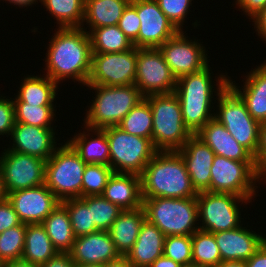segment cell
Returning a JSON list of instances; mask_svg holds the SVG:
<instances>
[{
  "mask_svg": "<svg viewBox=\"0 0 266 267\" xmlns=\"http://www.w3.org/2000/svg\"><path fill=\"white\" fill-rule=\"evenodd\" d=\"M55 32L46 53V76L57 84L71 78L86 86L92 61L87 27L58 28Z\"/></svg>",
  "mask_w": 266,
  "mask_h": 267,
  "instance_id": "6da1fadb",
  "label": "cell"
},
{
  "mask_svg": "<svg viewBox=\"0 0 266 267\" xmlns=\"http://www.w3.org/2000/svg\"><path fill=\"white\" fill-rule=\"evenodd\" d=\"M210 68V65H207L200 71L177 79L174 93L181 105L185 127L193 135H196L207 122L214 118L215 112L212 111L214 107L213 92L214 94L222 92L228 85V79L230 78L225 74H219L220 76L218 75V79H216V90L211 76L213 72H210Z\"/></svg>",
  "mask_w": 266,
  "mask_h": 267,
  "instance_id": "7a4b0ae2",
  "label": "cell"
},
{
  "mask_svg": "<svg viewBox=\"0 0 266 267\" xmlns=\"http://www.w3.org/2000/svg\"><path fill=\"white\" fill-rule=\"evenodd\" d=\"M142 198H190L198 192L177 151H157L140 174Z\"/></svg>",
  "mask_w": 266,
  "mask_h": 267,
  "instance_id": "3957f363",
  "label": "cell"
},
{
  "mask_svg": "<svg viewBox=\"0 0 266 267\" xmlns=\"http://www.w3.org/2000/svg\"><path fill=\"white\" fill-rule=\"evenodd\" d=\"M95 99L86 111L84 126L104 129L118 126L121 120L145 97L135 84L120 86L86 85Z\"/></svg>",
  "mask_w": 266,
  "mask_h": 267,
  "instance_id": "277c9868",
  "label": "cell"
},
{
  "mask_svg": "<svg viewBox=\"0 0 266 267\" xmlns=\"http://www.w3.org/2000/svg\"><path fill=\"white\" fill-rule=\"evenodd\" d=\"M142 207L146 220L156 225L165 236L192 235L199 230L196 197L143 198Z\"/></svg>",
  "mask_w": 266,
  "mask_h": 267,
  "instance_id": "5b68a950",
  "label": "cell"
},
{
  "mask_svg": "<svg viewBox=\"0 0 266 267\" xmlns=\"http://www.w3.org/2000/svg\"><path fill=\"white\" fill-rule=\"evenodd\" d=\"M152 110V143L157 151H178L193 135L182 117L181 105L175 93L145 97Z\"/></svg>",
  "mask_w": 266,
  "mask_h": 267,
  "instance_id": "8992f818",
  "label": "cell"
},
{
  "mask_svg": "<svg viewBox=\"0 0 266 267\" xmlns=\"http://www.w3.org/2000/svg\"><path fill=\"white\" fill-rule=\"evenodd\" d=\"M86 164L65 142L46 161L45 184L60 202L82 197Z\"/></svg>",
  "mask_w": 266,
  "mask_h": 267,
  "instance_id": "52a82bcc",
  "label": "cell"
},
{
  "mask_svg": "<svg viewBox=\"0 0 266 267\" xmlns=\"http://www.w3.org/2000/svg\"><path fill=\"white\" fill-rule=\"evenodd\" d=\"M217 109L214 118L225 126L230 135L253 156L259 142L260 123L248 112L245 102L227 85L215 94Z\"/></svg>",
  "mask_w": 266,
  "mask_h": 267,
  "instance_id": "ba28073f",
  "label": "cell"
},
{
  "mask_svg": "<svg viewBox=\"0 0 266 267\" xmlns=\"http://www.w3.org/2000/svg\"><path fill=\"white\" fill-rule=\"evenodd\" d=\"M110 147V167L114 173L140 175L157 150L148 138L128 134L118 126L103 129Z\"/></svg>",
  "mask_w": 266,
  "mask_h": 267,
  "instance_id": "9c48e42d",
  "label": "cell"
},
{
  "mask_svg": "<svg viewBox=\"0 0 266 267\" xmlns=\"http://www.w3.org/2000/svg\"><path fill=\"white\" fill-rule=\"evenodd\" d=\"M196 199L199 223L202 222L199 224V230L209 233L232 230L243 225L241 207L238 204H248L252 201L232 193L209 191L198 192Z\"/></svg>",
  "mask_w": 266,
  "mask_h": 267,
  "instance_id": "30bf717a",
  "label": "cell"
},
{
  "mask_svg": "<svg viewBox=\"0 0 266 267\" xmlns=\"http://www.w3.org/2000/svg\"><path fill=\"white\" fill-rule=\"evenodd\" d=\"M256 182L258 167L255 162H240L215 155L211 167L210 192L232 193L251 200L258 193Z\"/></svg>",
  "mask_w": 266,
  "mask_h": 267,
  "instance_id": "8fae6325",
  "label": "cell"
},
{
  "mask_svg": "<svg viewBox=\"0 0 266 267\" xmlns=\"http://www.w3.org/2000/svg\"><path fill=\"white\" fill-rule=\"evenodd\" d=\"M176 84L159 48H137L135 85L144 97L174 93Z\"/></svg>",
  "mask_w": 266,
  "mask_h": 267,
  "instance_id": "7c38bea8",
  "label": "cell"
},
{
  "mask_svg": "<svg viewBox=\"0 0 266 267\" xmlns=\"http://www.w3.org/2000/svg\"><path fill=\"white\" fill-rule=\"evenodd\" d=\"M137 47L113 53H92L86 85L120 86L135 84Z\"/></svg>",
  "mask_w": 266,
  "mask_h": 267,
  "instance_id": "4fadbf2b",
  "label": "cell"
},
{
  "mask_svg": "<svg viewBox=\"0 0 266 267\" xmlns=\"http://www.w3.org/2000/svg\"><path fill=\"white\" fill-rule=\"evenodd\" d=\"M0 157L7 194L45 183L46 160L4 149Z\"/></svg>",
  "mask_w": 266,
  "mask_h": 267,
  "instance_id": "5bb4252c",
  "label": "cell"
},
{
  "mask_svg": "<svg viewBox=\"0 0 266 267\" xmlns=\"http://www.w3.org/2000/svg\"><path fill=\"white\" fill-rule=\"evenodd\" d=\"M197 41L189 40L182 30L159 47L164 60L177 79L200 71L209 64L210 59L207 57L205 46Z\"/></svg>",
  "mask_w": 266,
  "mask_h": 267,
  "instance_id": "9a60e30c",
  "label": "cell"
},
{
  "mask_svg": "<svg viewBox=\"0 0 266 267\" xmlns=\"http://www.w3.org/2000/svg\"><path fill=\"white\" fill-rule=\"evenodd\" d=\"M137 15L140 18L137 48H159L179 32L161 11L156 0L137 1Z\"/></svg>",
  "mask_w": 266,
  "mask_h": 267,
  "instance_id": "2e32d148",
  "label": "cell"
},
{
  "mask_svg": "<svg viewBox=\"0 0 266 267\" xmlns=\"http://www.w3.org/2000/svg\"><path fill=\"white\" fill-rule=\"evenodd\" d=\"M8 201L22 223L36 224L43 220L61 203L46 184L8 193Z\"/></svg>",
  "mask_w": 266,
  "mask_h": 267,
  "instance_id": "e0dca14e",
  "label": "cell"
},
{
  "mask_svg": "<svg viewBox=\"0 0 266 267\" xmlns=\"http://www.w3.org/2000/svg\"><path fill=\"white\" fill-rule=\"evenodd\" d=\"M55 134L53 128H42L24 123H15L10 137L13 140V145H9L7 149L47 161L58 148L56 146L57 142H55L57 140Z\"/></svg>",
  "mask_w": 266,
  "mask_h": 267,
  "instance_id": "ac0fdd59",
  "label": "cell"
},
{
  "mask_svg": "<svg viewBox=\"0 0 266 267\" xmlns=\"http://www.w3.org/2000/svg\"><path fill=\"white\" fill-rule=\"evenodd\" d=\"M246 227L215 232L214 238L222 261H247L266 242V237Z\"/></svg>",
  "mask_w": 266,
  "mask_h": 267,
  "instance_id": "d6986e66",
  "label": "cell"
},
{
  "mask_svg": "<svg viewBox=\"0 0 266 267\" xmlns=\"http://www.w3.org/2000/svg\"><path fill=\"white\" fill-rule=\"evenodd\" d=\"M177 152L185 163L195 190L210 192L211 167L215 157L212 149L196 135H192Z\"/></svg>",
  "mask_w": 266,
  "mask_h": 267,
  "instance_id": "ffe728a7",
  "label": "cell"
},
{
  "mask_svg": "<svg viewBox=\"0 0 266 267\" xmlns=\"http://www.w3.org/2000/svg\"><path fill=\"white\" fill-rule=\"evenodd\" d=\"M69 253L74 264L104 265L121 256L109 232L100 230L76 237Z\"/></svg>",
  "mask_w": 266,
  "mask_h": 267,
  "instance_id": "44dd1931",
  "label": "cell"
},
{
  "mask_svg": "<svg viewBox=\"0 0 266 267\" xmlns=\"http://www.w3.org/2000/svg\"><path fill=\"white\" fill-rule=\"evenodd\" d=\"M196 136L208 145L215 155L240 162H255L254 156L215 118L207 122Z\"/></svg>",
  "mask_w": 266,
  "mask_h": 267,
  "instance_id": "7402d4cb",
  "label": "cell"
},
{
  "mask_svg": "<svg viewBox=\"0 0 266 267\" xmlns=\"http://www.w3.org/2000/svg\"><path fill=\"white\" fill-rule=\"evenodd\" d=\"M244 81V87L236 86L228 79V85L245 102L249 114L260 124L266 122V60L251 70ZM240 88V89H239ZM243 92H242V91Z\"/></svg>",
  "mask_w": 266,
  "mask_h": 267,
  "instance_id": "603a6c76",
  "label": "cell"
},
{
  "mask_svg": "<svg viewBox=\"0 0 266 267\" xmlns=\"http://www.w3.org/2000/svg\"><path fill=\"white\" fill-rule=\"evenodd\" d=\"M102 196L122 210H135L142 207L140 175L113 172Z\"/></svg>",
  "mask_w": 266,
  "mask_h": 267,
  "instance_id": "cb8c5ba5",
  "label": "cell"
},
{
  "mask_svg": "<svg viewBox=\"0 0 266 267\" xmlns=\"http://www.w3.org/2000/svg\"><path fill=\"white\" fill-rule=\"evenodd\" d=\"M165 235L154 224L145 220L132 249L126 257L133 267H149L163 255Z\"/></svg>",
  "mask_w": 266,
  "mask_h": 267,
  "instance_id": "d4e9b609",
  "label": "cell"
},
{
  "mask_svg": "<svg viewBox=\"0 0 266 267\" xmlns=\"http://www.w3.org/2000/svg\"><path fill=\"white\" fill-rule=\"evenodd\" d=\"M86 128V129H85ZM82 133L75 134L66 142L73 148L85 164H101L110 166V147L106 132L85 126ZM92 134V138L89 136ZM96 138H94V136Z\"/></svg>",
  "mask_w": 266,
  "mask_h": 267,
  "instance_id": "484cf974",
  "label": "cell"
},
{
  "mask_svg": "<svg viewBox=\"0 0 266 267\" xmlns=\"http://www.w3.org/2000/svg\"><path fill=\"white\" fill-rule=\"evenodd\" d=\"M146 220L143 207L123 210L108 230L121 256H126L137 240L141 226Z\"/></svg>",
  "mask_w": 266,
  "mask_h": 267,
  "instance_id": "4316f807",
  "label": "cell"
},
{
  "mask_svg": "<svg viewBox=\"0 0 266 267\" xmlns=\"http://www.w3.org/2000/svg\"><path fill=\"white\" fill-rule=\"evenodd\" d=\"M58 85L46 75H28L20 85L14 101H22L26 104L39 106H54Z\"/></svg>",
  "mask_w": 266,
  "mask_h": 267,
  "instance_id": "83f0119b",
  "label": "cell"
},
{
  "mask_svg": "<svg viewBox=\"0 0 266 267\" xmlns=\"http://www.w3.org/2000/svg\"><path fill=\"white\" fill-rule=\"evenodd\" d=\"M54 248L60 253H69L75 241L66 207L60 203L41 223Z\"/></svg>",
  "mask_w": 266,
  "mask_h": 267,
  "instance_id": "f1b7e54d",
  "label": "cell"
},
{
  "mask_svg": "<svg viewBox=\"0 0 266 267\" xmlns=\"http://www.w3.org/2000/svg\"><path fill=\"white\" fill-rule=\"evenodd\" d=\"M58 251L41 223L26 224L22 260L41 265L54 257Z\"/></svg>",
  "mask_w": 266,
  "mask_h": 267,
  "instance_id": "f546056e",
  "label": "cell"
},
{
  "mask_svg": "<svg viewBox=\"0 0 266 267\" xmlns=\"http://www.w3.org/2000/svg\"><path fill=\"white\" fill-rule=\"evenodd\" d=\"M129 3L126 0H85L83 25L90 29L118 25L124 9Z\"/></svg>",
  "mask_w": 266,
  "mask_h": 267,
  "instance_id": "4dcf8cb0",
  "label": "cell"
},
{
  "mask_svg": "<svg viewBox=\"0 0 266 267\" xmlns=\"http://www.w3.org/2000/svg\"><path fill=\"white\" fill-rule=\"evenodd\" d=\"M87 32L90 37L92 53L123 52L133 47V43L118 25L93 28Z\"/></svg>",
  "mask_w": 266,
  "mask_h": 267,
  "instance_id": "1f68e13d",
  "label": "cell"
},
{
  "mask_svg": "<svg viewBox=\"0 0 266 267\" xmlns=\"http://www.w3.org/2000/svg\"><path fill=\"white\" fill-rule=\"evenodd\" d=\"M41 3L56 19L58 28L82 27L85 0H41Z\"/></svg>",
  "mask_w": 266,
  "mask_h": 267,
  "instance_id": "d6a6232c",
  "label": "cell"
},
{
  "mask_svg": "<svg viewBox=\"0 0 266 267\" xmlns=\"http://www.w3.org/2000/svg\"><path fill=\"white\" fill-rule=\"evenodd\" d=\"M192 265L216 267L222 260L214 234L198 230L191 235Z\"/></svg>",
  "mask_w": 266,
  "mask_h": 267,
  "instance_id": "836d02e7",
  "label": "cell"
},
{
  "mask_svg": "<svg viewBox=\"0 0 266 267\" xmlns=\"http://www.w3.org/2000/svg\"><path fill=\"white\" fill-rule=\"evenodd\" d=\"M128 134L148 138L152 141L153 116L146 98L134 106L118 125Z\"/></svg>",
  "mask_w": 266,
  "mask_h": 267,
  "instance_id": "e575fe53",
  "label": "cell"
},
{
  "mask_svg": "<svg viewBox=\"0 0 266 267\" xmlns=\"http://www.w3.org/2000/svg\"><path fill=\"white\" fill-rule=\"evenodd\" d=\"M15 107V123H24L42 128H53L56 117L54 106H37L22 101H13Z\"/></svg>",
  "mask_w": 266,
  "mask_h": 267,
  "instance_id": "d590c367",
  "label": "cell"
},
{
  "mask_svg": "<svg viewBox=\"0 0 266 267\" xmlns=\"http://www.w3.org/2000/svg\"><path fill=\"white\" fill-rule=\"evenodd\" d=\"M91 209L92 221L100 231H108L113 222L123 211L116 204L109 202L102 195L80 198Z\"/></svg>",
  "mask_w": 266,
  "mask_h": 267,
  "instance_id": "8d00e7d4",
  "label": "cell"
},
{
  "mask_svg": "<svg viewBox=\"0 0 266 267\" xmlns=\"http://www.w3.org/2000/svg\"><path fill=\"white\" fill-rule=\"evenodd\" d=\"M67 209L75 237L99 231L92 221L91 209L80 199H68L61 202Z\"/></svg>",
  "mask_w": 266,
  "mask_h": 267,
  "instance_id": "74e56055",
  "label": "cell"
},
{
  "mask_svg": "<svg viewBox=\"0 0 266 267\" xmlns=\"http://www.w3.org/2000/svg\"><path fill=\"white\" fill-rule=\"evenodd\" d=\"M26 224L21 223L0 234V257L5 261L19 260L24 251Z\"/></svg>",
  "mask_w": 266,
  "mask_h": 267,
  "instance_id": "f35d334b",
  "label": "cell"
},
{
  "mask_svg": "<svg viewBox=\"0 0 266 267\" xmlns=\"http://www.w3.org/2000/svg\"><path fill=\"white\" fill-rule=\"evenodd\" d=\"M112 174L113 170L110 166L86 164L82 181V197L102 195Z\"/></svg>",
  "mask_w": 266,
  "mask_h": 267,
  "instance_id": "ab89813d",
  "label": "cell"
},
{
  "mask_svg": "<svg viewBox=\"0 0 266 267\" xmlns=\"http://www.w3.org/2000/svg\"><path fill=\"white\" fill-rule=\"evenodd\" d=\"M163 255L183 267L192 266L191 235L166 236Z\"/></svg>",
  "mask_w": 266,
  "mask_h": 267,
  "instance_id": "60d3db41",
  "label": "cell"
},
{
  "mask_svg": "<svg viewBox=\"0 0 266 267\" xmlns=\"http://www.w3.org/2000/svg\"><path fill=\"white\" fill-rule=\"evenodd\" d=\"M193 0H156L161 11L167 18L175 25V27L182 31L184 20H187V14Z\"/></svg>",
  "mask_w": 266,
  "mask_h": 267,
  "instance_id": "b9f144b4",
  "label": "cell"
},
{
  "mask_svg": "<svg viewBox=\"0 0 266 267\" xmlns=\"http://www.w3.org/2000/svg\"><path fill=\"white\" fill-rule=\"evenodd\" d=\"M118 27L136 47V38L139 34L140 18L137 15V1L129 3L124 9L118 22Z\"/></svg>",
  "mask_w": 266,
  "mask_h": 267,
  "instance_id": "7bdbcfd3",
  "label": "cell"
},
{
  "mask_svg": "<svg viewBox=\"0 0 266 267\" xmlns=\"http://www.w3.org/2000/svg\"><path fill=\"white\" fill-rule=\"evenodd\" d=\"M0 96V135H11L15 125V107L12 98Z\"/></svg>",
  "mask_w": 266,
  "mask_h": 267,
  "instance_id": "ee69618b",
  "label": "cell"
},
{
  "mask_svg": "<svg viewBox=\"0 0 266 267\" xmlns=\"http://www.w3.org/2000/svg\"><path fill=\"white\" fill-rule=\"evenodd\" d=\"M18 214L7 200L0 202V234L5 230L20 225Z\"/></svg>",
  "mask_w": 266,
  "mask_h": 267,
  "instance_id": "f6af8a7d",
  "label": "cell"
},
{
  "mask_svg": "<svg viewBox=\"0 0 266 267\" xmlns=\"http://www.w3.org/2000/svg\"><path fill=\"white\" fill-rule=\"evenodd\" d=\"M235 4L253 19L266 6V0H236Z\"/></svg>",
  "mask_w": 266,
  "mask_h": 267,
  "instance_id": "bcb514c9",
  "label": "cell"
},
{
  "mask_svg": "<svg viewBox=\"0 0 266 267\" xmlns=\"http://www.w3.org/2000/svg\"><path fill=\"white\" fill-rule=\"evenodd\" d=\"M254 160L257 167L266 160V122L260 124L259 142Z\"/></svg>",
  "mask_w": 266,
  "mask_h": 267,
  "instance_id": "7dc6e473",
  "label": "cell"
},
{
  "mask_svg": "<svg viewBox=\"0 0 266 267\" xmlns=\"http://www.w3.org/2000/svg\"><path fill=\"white\" fill-rule=\"evenodd\" d=\"M39 267H74V263L70 253L58 252L54 257L47 262L39 265Z\"/></svg>",
  "mask_w": 266,
  "mask_h": 267,
  "instance_id": "c3c4849f",
  "label": "cell"
},
{
  "mask_svg": "<svg viewBox=\"0 0 266 267\" xmlns=\"http://www.w3.org/2000/svg\"><path fill=\"white\" fill-rule=\"evenodd\" d=\"M254 22V29L257 31V35L261 40H265L266 43V6L252 19Z\"/></svg>",
  "mask_w": 266,
  "mask_h": 267,
  "instance_id": "681fc988",
  "label": "cell"
},
{
  "mask_svg": "<svg viewBox=\"0 0 266 267\" xmlns=\"http://www.w3.org/2000/svg\"><path fill=\"white\" fill-rule=\"evenodd\" d=\"M246 267H266V242L258 249V251L247 261Z\"/></svg>",
  "mask_w": 266,
  "mask_h": 267,
  "instance_id": "f907efd6",
  "label": "cell"
},
{
  "mask_svg": "<svg viewBox=\"0 0 266 267\" xmlns=\"http://www.w3.org/2000/svg\"><path fill=\"white\" fill-rule=\"evenodd\" d=\"M149 267H183L164 255L157 258Z\"/></svg>",
  "mask_w": 266,
  "mask_h": 267,
  "instance_id": "816d5d0a",
  "label": "cell"
},
{
  "mask_svg": "<svg viewBox=\"0 0 266 267\" xmlns=\"http://www.w3.org/2000/svg\"><path fill=\"white\" fill-rule=\"evenodd\" d=\"M103 267H133V266L128 261V258L126 256H120L115 260L105 263Z\"/></svg>",
  "mask_w": 266,
  "mask_h": 267,
  "instance_id": "f5cc1de1",
  "label": "cell"
},
{
  "mask_svg": "<svg viewBox=\"0 0 266 267\" xmlns=\"http://www.w3.org/2000/svg\"><path fill=\"white\" fill-rule=\"evenodd\" d=\"M4 267H39V265L32 264L22 259L5 262Z\"/></svg>",
  "mask_w": 266,
  "mask_h": 267,
  "instance_id": "db71d44e",
  "label": "cell"
},
{
  "mask_svg": "<svg viewBox=\"0 0 266 267\" xmlns=\"http://www.w3.org/2000/svg\"><path fill=\"white\" fill-rule=\"evenodd\" d=\"M5 1H7V3L9 2L10 4L13 3L14 6L18 5L19 8L31 6L32 4H35L36 2H38V0H5ZM39 2H41V0H39Z\"/></svg>",
  "mask_w": 266,
  "mask_h": 267,
  "instance_id": "11a10c76",
  "label": "cell"
},
{
  "mask_svg": "<svg viewBox=\"0 0 266 267\" xmlns=\"http://www.w3.org/2000/svg\"><path fill=\"white\" fill-rule=\"evenodd\" d=\"M216 267H246L243 261H221Z\"/></svg>",
  "mask_w": 266,
  "mask_h": 267,
  "instance_id": "9f6ffc18",
  "label": "cell"
},
{
  "mask_svg": "<svg viewBox=\"0 0 266 267\" xmlns=\"http://www.w3.org/2000/svg\"><path fill=\"white\" fill-rule=\"evenodd\" d=\"M7 196L8 194L5 189L3 174L0 167V202L7 200Z\"/></svg>",
  "mask_w": 266,
  "mask_h": 267,
  "instance_id": "6f0895ef",
  "label": "cell"
},
{
  "mask_svg": "<svg viewBox=\"0 0 266 267\" xmlns=\"http://www.w3.org/2000/svg\"><path fill=\"white\" fill-rule=\"evenodd\" d=\"M266 181V160L258 167V182ZM260 180V181H259ZM266 183V182H265Z\"/></svg>",
  "mask_w": 266,
  "mask_h": 267,
  "instance_id": "680465c9",
  "label": "cell"
},
{
  "mask_svg": "<svg viewBox=\"0 0 266 267\" xmlns=\"http://www.w3.org/2000/svg\"><path fill=\"white\" fill-rule=\"evenodd\" d=\"M74 267H103L101 264H74Z\"/></svg>",
  "mask_w": 266,
  "mask_h": 267,
  "instance_id": "91938a15",
  "label": "cell"
},
{
  "mask_svg": "<svg viewBox=\"0 0 266 267\" xmlns=\"http://www.w3.org/2000/svg\"><path fill=\"white\" fill-rule=\"evenodd\" d=\"M5 266V261L0 257V267H4Z\"/></svg>",
  "mask_w": 266,
  "mask_h": 267,
  "instance_id": "94428289",
  "label": "cell"
},
{
  "mask_svg": "<svg viewBox=\"0 0 266 267\" xmlns=\"http://www.w3.org/2000/svg\"><path fill=\"white\" fill-rule=\"evenodd\" d=\"M128 3H133V2H136V1H141V0H126Z\"/></svg>",
  "mask_w": 266,
  "mask_h": 267,
  "instance_id": "6125c7cd",
  "label": "cell"
}]
</instances>
